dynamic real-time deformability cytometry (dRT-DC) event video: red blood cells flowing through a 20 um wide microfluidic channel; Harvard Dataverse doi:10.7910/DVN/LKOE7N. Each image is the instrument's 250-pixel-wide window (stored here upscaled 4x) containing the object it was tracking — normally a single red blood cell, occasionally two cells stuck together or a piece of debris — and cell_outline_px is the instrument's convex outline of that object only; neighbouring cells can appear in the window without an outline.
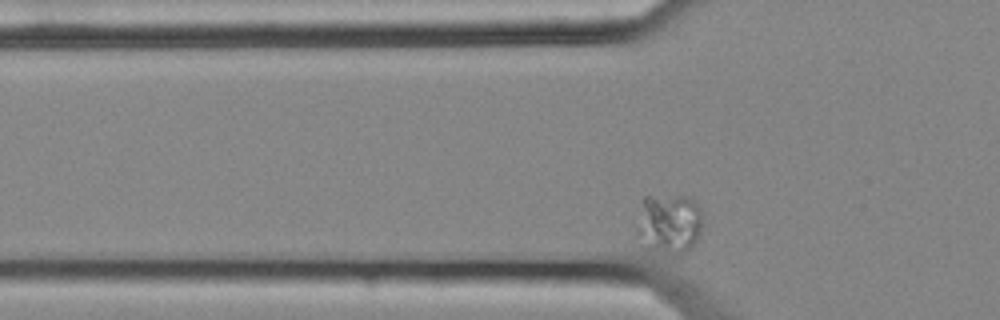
{"species": "common noctule bat (a hibernating species)", "species_latin": "Nyctalus noctula", "temperature_condition": "cold", "stored_images_in_passage": 41, "camera_frame_rate_fps": 3000, "um_per_image_px": 0.085, "animal": {"sex": "female", "body_mass_g": 25.1}, "frame": {"image": 1, "passage_image": 10, "time_ms": 3.0, "image_size_px": [1000, 320], "cell_outline_px": [[704, 224], [692, 248], [684, 252], [668, 252], [644, 248], [632, 236], [644, 196], [688, 196], [704, 212]], "centroid_in_image_um": [56.83, 19.0], "position_along_channel_um": 69.0, "area_um2": 23.76}}
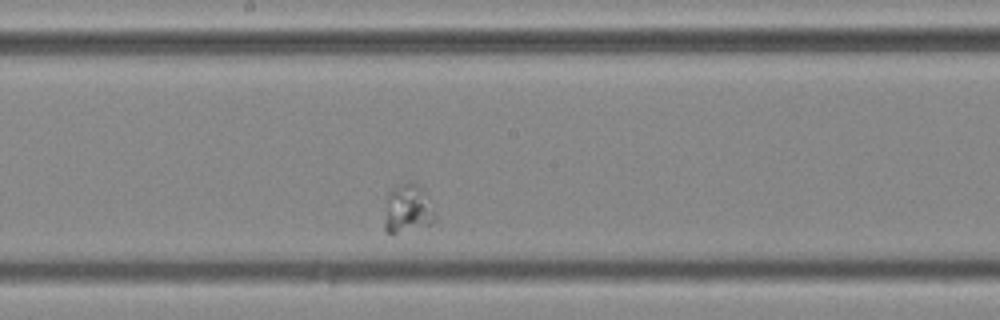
{"frame": {"image": 2, "passage_image": 24, "time_ms": 7.667, "image_size_px": [1000, 320], "cell_outline_px": [[436, 220], [428, 228], [396, 232], [384, 232], [384, 220], [388, 192], [400, 184], [412, 180], [416, 180], [428, 192], [436, 212]], "centroid_in_image_um": [34.75, 17.71], "position_along_channel_um": 213.5, "area_um2": 15.2}}
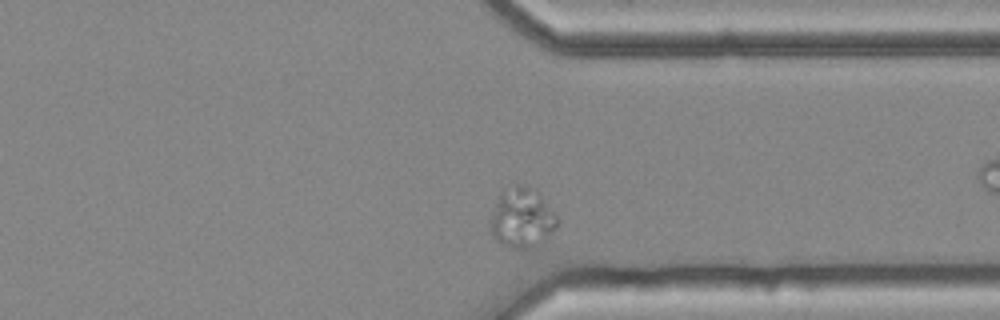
{"frame": {"image": 3, "passage_image": 38, "time_ms": 12.333, "image_size_px": [1000, 320], "cell_outline_px": [[560, 220], [556, 228], [536, 248], [528, 252], [524, 252], [508, 248], [500, 244], [492, 236], [488, 228], [492, 212], [500, 192], [504, 188], [516, 184], [524, 184], [540, 196]], "centroid_in_image_um": [44.33, 18.61], "position_along_channel_um": 367.1, "area_um2": 23.99}}